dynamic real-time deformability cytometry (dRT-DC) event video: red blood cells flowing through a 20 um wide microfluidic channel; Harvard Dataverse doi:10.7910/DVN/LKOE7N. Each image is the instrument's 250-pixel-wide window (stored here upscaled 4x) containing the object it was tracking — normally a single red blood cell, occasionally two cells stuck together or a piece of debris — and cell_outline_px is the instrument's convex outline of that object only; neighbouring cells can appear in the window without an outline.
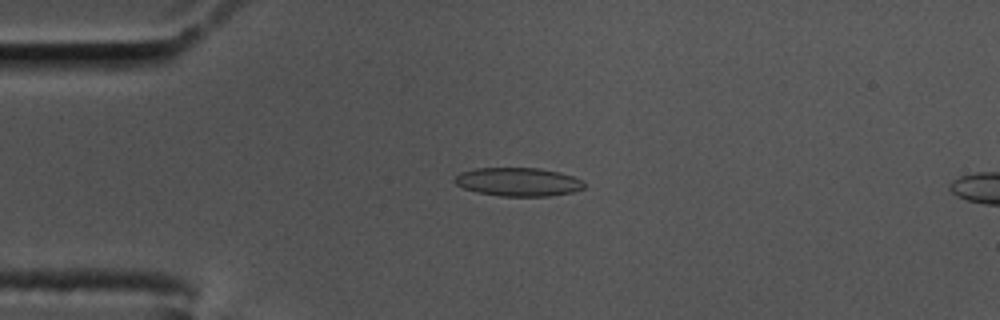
{"species": "common noctule bat (a hibernating species)", "species_latin": "Nyctalus noctula", "temperature_condition": "cold", "stored_images_in_passage": 58, "camera_frame_rate_fps": 3000, "um_per_image_px": 0.085, "animal": {"sex": "male", "body_mass_g": 17.5, "forearm_length_mm": 52.3}, "frame": {"image": 1, "passage_image": 14, "time_ms": 4.333, "image_size_px": [1000, 320], "cell_outline_px": [[584, 188], [572, 192], [552, 196], [500, 196], [476, 192], [464, 188], [456, 184], [452, 180], [460, 172], [476, 168], [540, 168], [560, 172], [572, 176], [580, 180], [584, 184]], "centroid_in_image_um": [44.02, 15.46], "position_along_channel_um": 41.0, "area_um2": 21.56}}
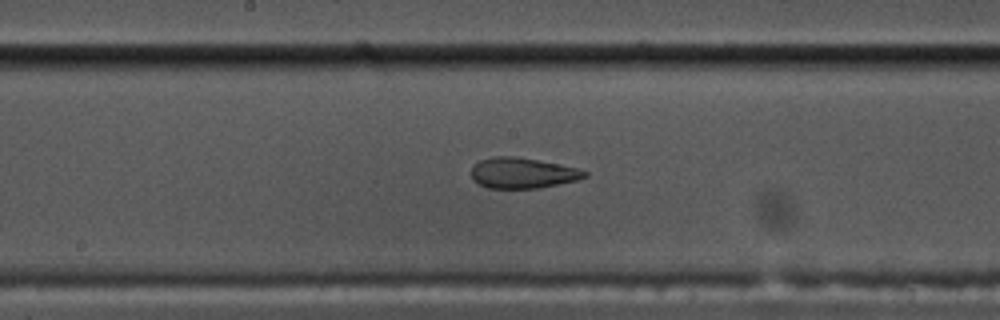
{"frame": {"image": 2, "passage_image": 30, "time_ms": 9.667, "image_size_px": [1000, 320], "cell_outline_px": [[588, 176], [576, 180], [540, 188], [488, 188], [472, 180], [472, 168], [480, 160], [496, 156], [516, 156], [576, 168], [588, 172]], "centroid_in_image_um": [44.4, 14.71], "position_along_channel_um": 203.8, "area_um2": 19.94}}
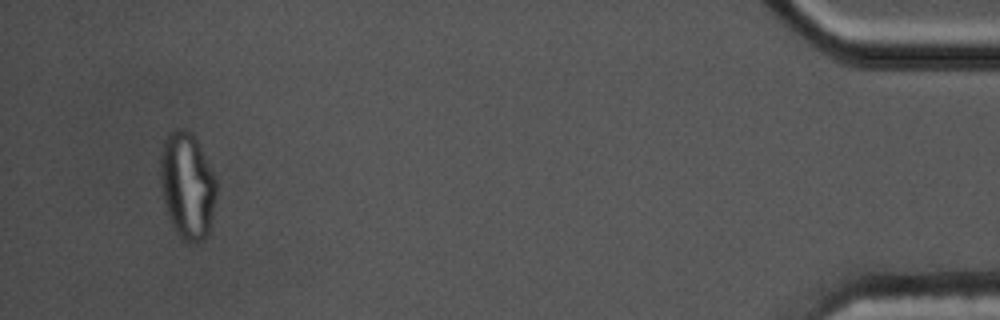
{"frame": {"image": 3, "passage_image": 55, "time_ms": 18.0, "image_size_px": [1000, 320], "cell_outline_px": [[216, 192], [208, 232], [204, 240], [200, 244], [188, 244], [176, 232], [172, 224], [164, 200], [160, 184], [160, 156], [164, 140], [168, 132], [176, 128], [184, 128], [192, 132], [216, 180]], "centroid_in_image_um": [15.89, 15.77], "position_along_channel_um": 419.3, "area_um2": 34.56}, "authors_computed_cell_mechanics": {"area_um2": 21.097, "velocity_mm_per_s": 3.4893, "shape_relaxation_time_tau1_ms": null, "shape_relaxation_time_tau2_ms": 1.9504, "deformation_change_tau1": null, "deformation_change_tau2": 0.0712}}